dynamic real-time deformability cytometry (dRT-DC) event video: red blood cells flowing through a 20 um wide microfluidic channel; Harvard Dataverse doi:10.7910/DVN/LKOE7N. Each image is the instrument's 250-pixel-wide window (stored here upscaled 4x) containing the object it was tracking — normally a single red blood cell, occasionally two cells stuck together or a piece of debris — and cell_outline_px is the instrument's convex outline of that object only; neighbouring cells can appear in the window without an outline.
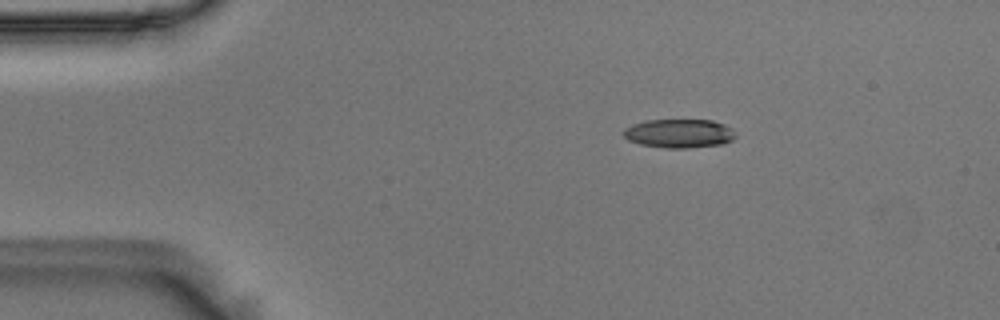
{"species": "Egyptian fruit bat (a non-hibernating species)", "species_latin": "Rousettus aegyptiacus", "temperature_condition": "room temperature", "stored_images_in_passage": 48, "camera_frame_rate_fps": 3000, "um_per_image_px": 0.085, "animal": {"sex": "male"}, "frame": {"image": 1, "passage_image": 2, "time_ms": 0.333, "image_size_px": [1000, 320], "cell_outline_px": [[736, 136], [732, 140], [720, 144], [688, 148], [668, 148], [640, 144], [628, 140], [624, 136], [624, 128], [632, 124], [644, 120], [712, 120], [724, 124], [732, 128], [736, 132]], "centroid_in_image_um": [57.73, 11.33], "position_along_channel_um": 27.3, "area_um2": 18.84}}
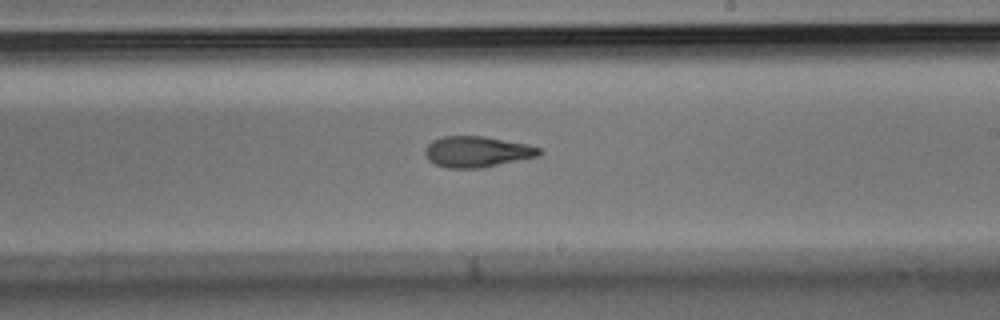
{"frame": {"image": 2, "passage_image": 25, "time_ms": 8.0, "image_size_px": [1000, 320], "cell_outline_px": [[544, 152], [540, 156], [480, 168], [448, 168], [436, 164], [428, 160], [424, 152], [428, 144], [432, 140], [444, 136], [484, 136], [528, 144], [540, 148]], "centroid_in_image_um": [40.57, 12.89], "position_along_channel_um": 248.4, "area_um2": 20.63}}
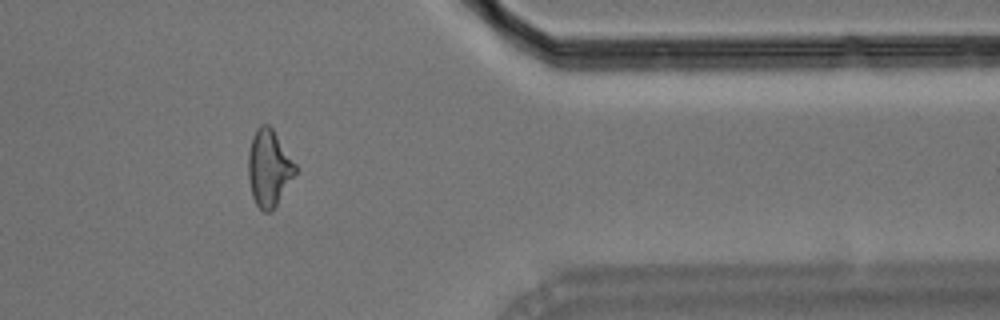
{"frame": {"image": 3, "passage_image": 38, "time_ms": 12.333, "image_size_px": [1000, 320], "cell_outline_px": [[296, 172], [276, 204], [268, 212], [264, 212], [256, 204], [252, 196], [248, 176], [248, 152], [252, 136], [256, 128], [260, 124], [268, 124], [272, 128], [296, 164]], "centroid_in_image_um": [22.83, 14.24], "position_along_channel_um": 388.6, "area_um2": 20.75}, "authors_computed_cell_mechanics": {"area_um2": 20.4612, "velocity_mm_per_s": 3.6458, "shape_relaxation_time_tau1_ms": 9.5053, "shape_relaxation_time_tau2_ms": 3.579, "deformation_change_tau1": 0.2227, "deformation_change_tau2": 0.125}}